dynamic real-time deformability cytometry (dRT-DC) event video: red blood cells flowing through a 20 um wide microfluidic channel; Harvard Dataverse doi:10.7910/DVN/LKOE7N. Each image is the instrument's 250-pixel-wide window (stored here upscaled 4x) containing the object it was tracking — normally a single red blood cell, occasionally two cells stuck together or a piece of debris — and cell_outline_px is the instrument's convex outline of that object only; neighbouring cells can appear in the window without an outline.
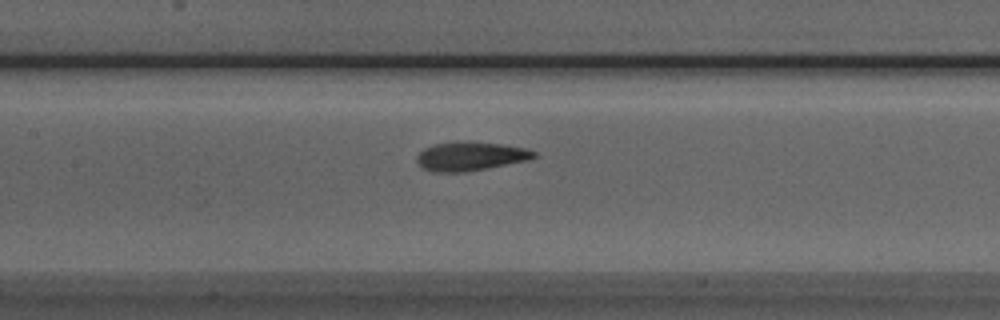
{"species": "Egyptian fruit bat (a non-hibernating species)", "species_latin": "Rousettus aegyptiacus", "temperature_condition": "room temperature", "stored_images_in_passage": 51, "camera_frame_rate_fps": 3000, "um_per_image_px": 0.085, "animal": {"sex": "male"}, "frame": {"image": 1, "passage_image": 23, "time_ms": 7.333, "image_size_px": [1000, 320], "cell_outline_px": [[540, 156], [528, 160], [488, 168], [464, 172], [432, 172], [424, 168], [416, 160], [416, 156], [424, 148], [432, 144], [468, 140], [500, 144], [528, 148], [536, 152]], "centroid_in_image_um": [40.02, 13.27], "position_along_channel_um": 167.4, "area_um2": 20.0}}
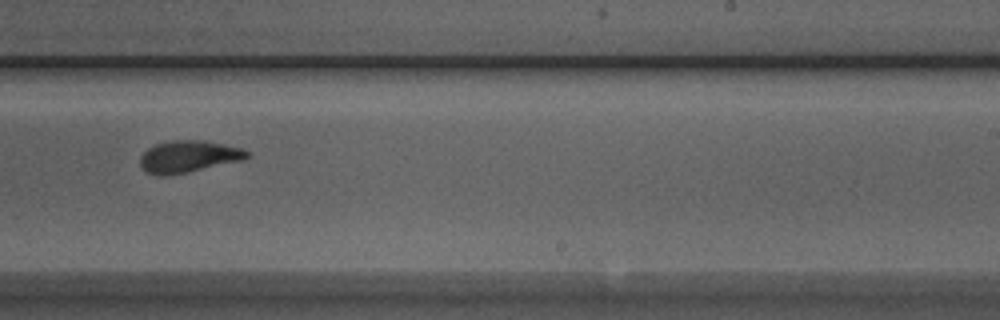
{"frame": {"image": 2, "passage_image": 31, "time_ms": 10.0, "image_size_px": [1000, 320], "cell_outline_px": [[252, 156], [244, 160], [188, 172], [164, 176], [156, 176], [144, 172], [140, 164], [140, 156], [148, 148], [156, 144], [172, 140], [200, 140], [224, 144], [244, 148], [252, 152]], "centroid_in_image_um": [16.06, 13.31], "position_along_channel_um": 272.9, "area_um2": 20.23}}
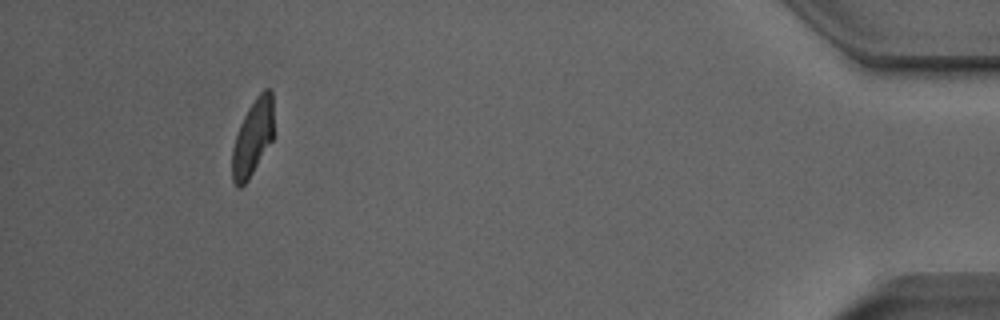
{"frame": {"image": 3, "passage_image": 47, "time_ms": 15.333, "image_size_px": [1000, 320], "cell_outline_px": [[272, 140], [248, 180], [240, 188], [236, 188], [232, 180], [232, 148], [240, 124], [248, 108], [256, 96], [264, 88], [272, 88]], "centroid_in_image_um": [21.46, 11.7], "position_along_channel_um": 413.7, "area_um2": 18.26}, "authors_computed_cell_mechanics": {"area_um2": 19.7676, "velocity_mm_per_s": 3.9748, "shape_relaxation_time_tau1_ms": 3.4768, "shape_relaxation_time_tau2_ms": 1.4938, "deformation_change_tau1": 0.1665, "deformation_change_tau2": 0.0918}}